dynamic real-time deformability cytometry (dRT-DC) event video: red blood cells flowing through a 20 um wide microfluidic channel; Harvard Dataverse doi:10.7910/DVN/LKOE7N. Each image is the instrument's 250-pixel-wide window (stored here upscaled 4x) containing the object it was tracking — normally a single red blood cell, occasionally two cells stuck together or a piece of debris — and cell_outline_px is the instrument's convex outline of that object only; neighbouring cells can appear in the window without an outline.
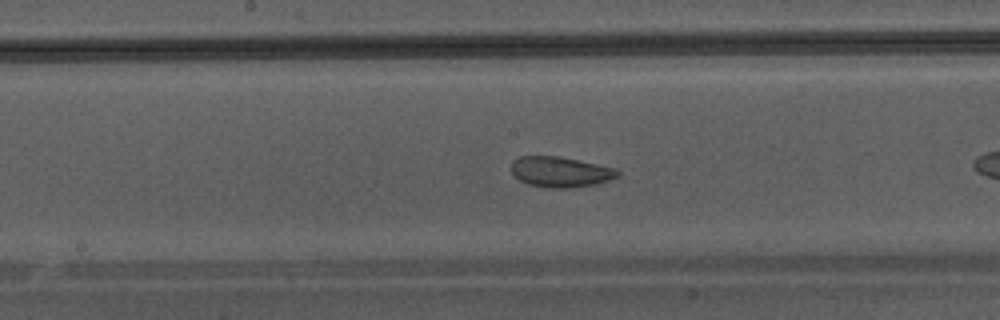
{"species": "Egyptian fruit bat (a non-hibernating species)", "species_latin": "Rousettus aegyptiacus", "temperature_condition": "warm", "stored_images_in_passage": 25, "camera_frame_rate_fps": 3000, "um_per_image_px": 0.085, "animal": {"sex": "male"}, "frame": {"image": 1, "passage_image": 11, "time_ms": 3.333, "image_size_px": [1000, 320], "cell_outline_px": [[620, 176], [596, 184], [568, 188], [548, 188], [528, 184], [520, 180], [512, 172], [512, 160], [520, 156], [560, 156], [616, 168], [620, 172]], "centroid_in_image_um": [47.65, 14.61], "position_along_channel_um": 200.5, "area_um2": 18.9}}